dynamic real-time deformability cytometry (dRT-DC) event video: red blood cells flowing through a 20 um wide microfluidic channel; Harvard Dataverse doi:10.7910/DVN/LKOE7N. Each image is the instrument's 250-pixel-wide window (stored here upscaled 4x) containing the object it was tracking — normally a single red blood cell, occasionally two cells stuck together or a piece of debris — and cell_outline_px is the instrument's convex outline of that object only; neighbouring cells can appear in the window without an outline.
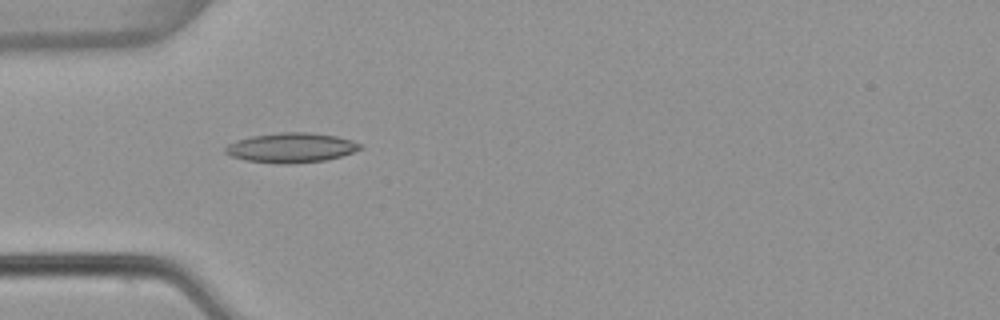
{"species": "common noctule bat (a hibernating species)", "species_latin": "Nyctalus noctula", "temperature_condition": "warm", "stored_images_in_passage": 5, "camera_frame_rate_fps": 3000, "um_per_image_px": 0.085, "animal": {"sex": "female", "body_mass_g": 22.7, "forearm_length_mm": 54.2}, "frame": {"image": 1, "passage_image": 3, "time_ms": 0.667, "image_size_px": [1000, 320], "cell_outline_px": [[364, 148], [340, 156], [324, 160], [288, 164], [284, 164], [244, 160], [232, 156], [224, 152], [224, 148], [228, 144], [236, 140], [252, 136], [280, 132], [308, 132], [336, 136], [352, 140], [364, 144]], "centroid_in_image_um": [24.76, 12.55], "position_along_channel_um": 60.2, "area_um2": 23.35}}
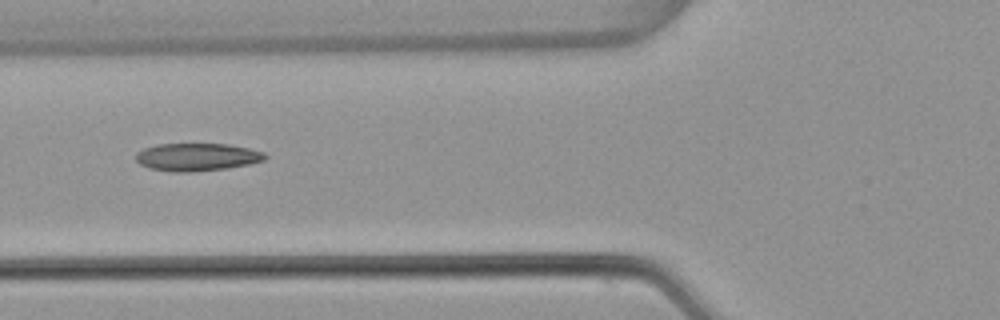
{"frame": {"image": 2, "passage_image": 4, "time_ms": 1.0, "image_size_px": [1000, 320], "cell_outline_px": [[268, 156], [264, 160], [248, 164], [228, 168], [192, 172], [172, 172], [148, 168], [140, 164], [136, 160], [136, 152], [144, 148], [156, 144], [228, 144], [248, 148], [264, 152]], "centroid_in_image_um": [16.72, 13.35], "position_along_channel_um": 109.1, "area_um2": 20.98}}
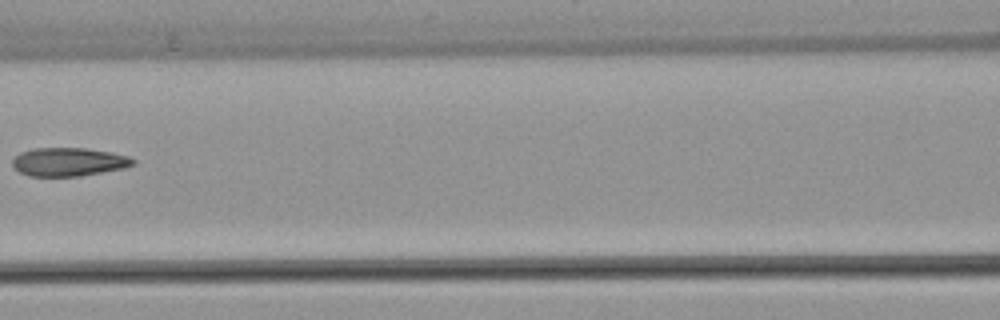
{"frame": {"image": 3, "passage_image": 5, "time_ms": 1.333, "image_size_px": [1000, 320], "cell_outline_px": [[136, 164], [124, 168], [80, 176], [28, 176], [20, 172], [12, 164], [12, 160], [20, 152], [32, 148], [84, 148], [112, 152], [128, 156], [136, 160]], "centroid_in_image_um": [5.85, 13.75], "position_along_channel_um": 160.7, "area_um2": 20.06}}